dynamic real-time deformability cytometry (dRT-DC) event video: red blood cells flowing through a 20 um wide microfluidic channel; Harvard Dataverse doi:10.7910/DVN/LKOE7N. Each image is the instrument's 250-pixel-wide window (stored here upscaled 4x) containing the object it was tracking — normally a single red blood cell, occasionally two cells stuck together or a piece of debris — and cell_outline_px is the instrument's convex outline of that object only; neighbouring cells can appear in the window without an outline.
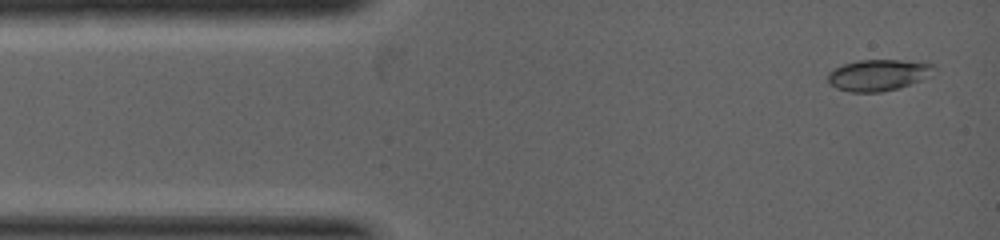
{"species": "common noctule bat (a hibernating species)", "species_latin": "Nyctalus noctula", "temperature_condition": "warm", "stored_images_in_passage": 4, "camera_frame_rate_fps": 5000, "um_per_image_px": 0.085, "animal": {"sex": "female", "body_mass_g": 19.0, "forearm_length_mm": 53.3}, "frame": {"image": 1, "passage_image": 1, "time_ms": 0.0, "image_size_px": [1000, 240], "cell_outline_px": [[936, 68], [932, 76], [900, 88], [880, 92], [848, 92], [836, 88], [828, 84], [828, 72], [844, 64], [860, 60], [924, 60], [936, 64]], "centroid_in_image_um": [74.75, 6.37], "position_along_channel_um": 10.3, "area_um2": 19.94}}
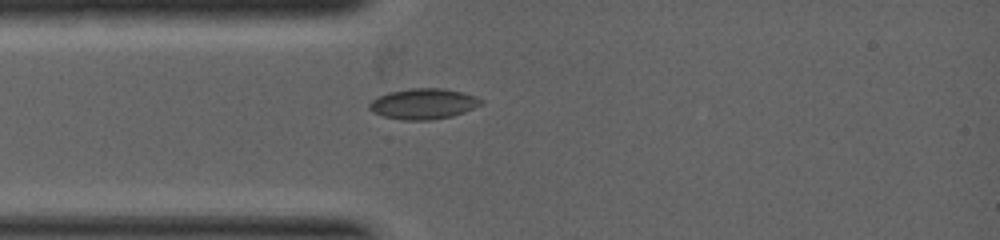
{"frame": {"image": 2, "passage_image": 3, "time_ms": 1.4, "image_size_px": [1000, 240], "cell_outline_px": [[484, 104], [464, 112], [452, 116], [432, 120], [400, 120], [384, 116], [372, 112], [368, 108], [368, 104], [376, 96], [388, 92], [412, 88], [444, 88], [476, 96], [484, 100]], "centroid_in_image_um": [35.98, 8.82], "position_along_channel_um": 49.0, "area_um2": 20.17}}